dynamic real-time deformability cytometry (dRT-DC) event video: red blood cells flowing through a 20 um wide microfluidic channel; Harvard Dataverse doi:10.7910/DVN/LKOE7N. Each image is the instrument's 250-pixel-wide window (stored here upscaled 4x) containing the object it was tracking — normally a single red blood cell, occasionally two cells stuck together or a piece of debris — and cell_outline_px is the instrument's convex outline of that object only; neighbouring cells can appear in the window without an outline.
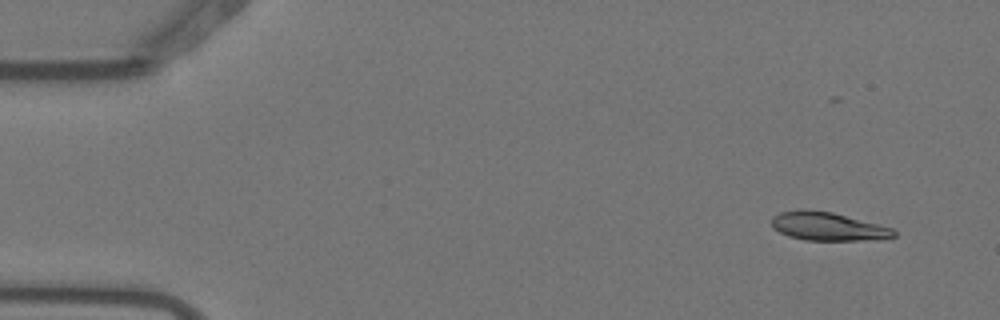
{"species": "Egyptian fruit bat (a non-hibernating species)", "species_latin": "Rousettus aegyptiacus", "temperature_condition": "warm", "stored_images_in_passage": 5, "camera_frame_rate_fps": 3000, "um_per_image_px": 0.085, "animal": {"sex": "female"}, "frame": {"image": 1, "passage_image": 2, "time_ms": 0.333, "image_size_px": [1000, 320], "cell_outline_px": [[896, 236], [864, 240], [804, 240], [788, 236], [772, 228], [772, 216], [780, 212], [800, 208], [804, 208], [832, 212], [892, 228], [896, 232]], "centroid_in_image_um": [70.29, 19.23], "position_along_channel_um": 14.7, "area_um2": 20.17}}
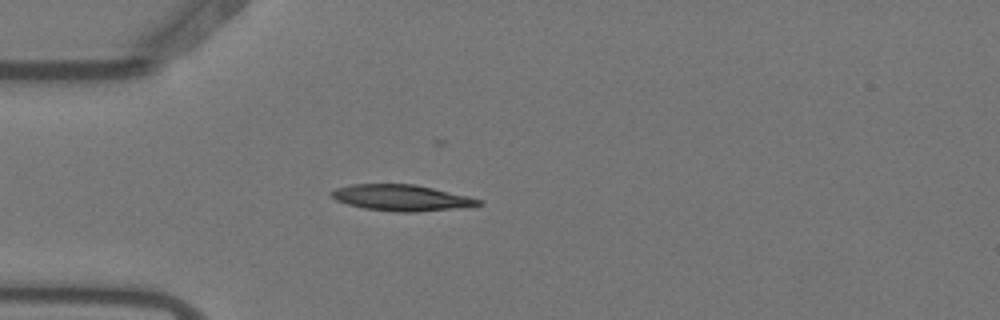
{"frame": {"image": 2, "passage_image": 5, "time_ms": 1.333, "image_size_px": [1000, 320], "cell_outline_px": [[484, 204], [452, 208], [416, 212], [396, 212], [364, 208], [348, 204], [336, 200], [328, 192], [336, 188], [352, 184], [416, 184], [468, 196], [484, 200]], "centroid_in_image_um": [34.11, 16.8], "position_along_channel_um": 50.9, "area_um2": 22.25}}